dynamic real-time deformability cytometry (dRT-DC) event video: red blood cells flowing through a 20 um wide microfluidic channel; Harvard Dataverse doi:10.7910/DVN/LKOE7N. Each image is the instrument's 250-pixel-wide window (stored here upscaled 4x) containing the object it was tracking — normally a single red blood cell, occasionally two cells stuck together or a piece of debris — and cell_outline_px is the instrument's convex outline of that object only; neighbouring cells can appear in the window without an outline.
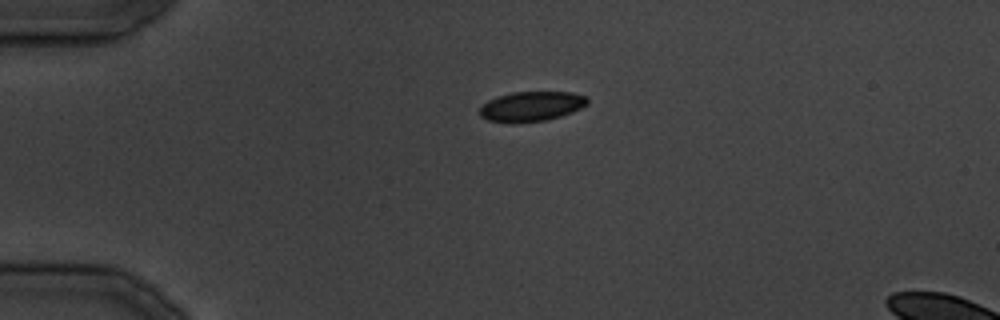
{"species": "common noctule bat (a hibernating species)", "species_latin": "Nyctalus noctula", "temperature_condition": "cold", "stored_images_in_passage": 26, "camera_frame_rate_fps": 3000, "um_per_image_px": 0.085, "animal": {"sex": "male", "body_mass_g": 19.5, "forearm_length_mm": 54.6}, "frame": {"image": 1, "passage_image": 1, "time_ms": 0.0, "image_size_px": [1000, 320], "cell_outline_px": [[588, 104], [572, 112], [560, 116], [544, 120], [512, 124], [488, 120], [480, 116], [480, 108], [488, 100], [496, 96], [512, 92], [572, 92], [588, 96]], "centroid_in_image_um": [45.16, 9.04], "position_along_channel_um": 39.8, "area_um2": 18.9}}
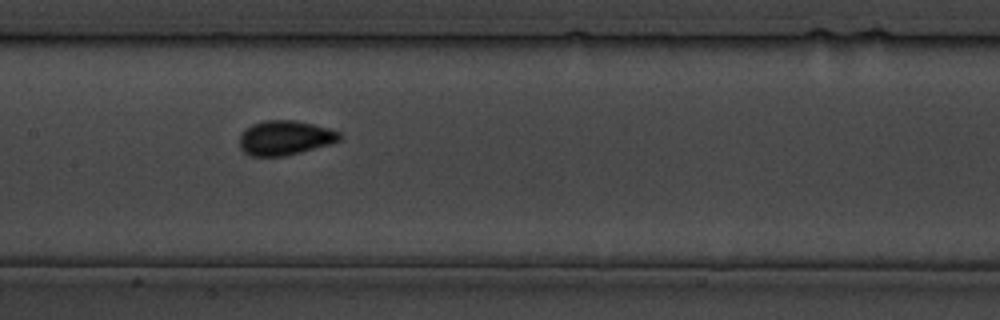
{"frame": {"image": 2, "passage_image": 10, "time_ms": 11.333, "image_size_px": [1000, 320], "cell_outline_px": [[344, 136], [340, 140], [328, 144], [300, 152], [284, 156], [248, 156], [240, 148], [240, 136], [244, 128], [252, 124], [264, 120], [296, 120], [328, 128], [340, 132]], "centroid_in_image_um": [24.2, 11.71], "position_along_channel_um": 183.2, "area_um2": 20.17}}
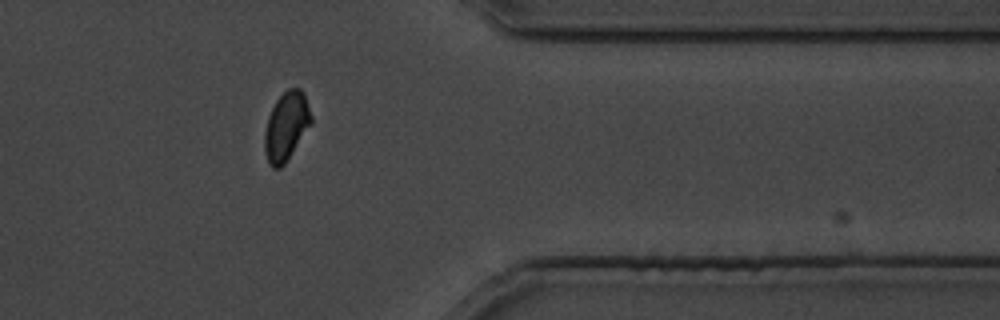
{"frame": {"image": 3, "passage_image": 21, "time_ms": 25.0, "image_size_px": [1000, 320], "cell_outline_px": [[312, 124], [284, 164], [280, 168], [272, 168], [268, 164], [264, 152], [264, 132], [268, 116], [276, 100], [288, 88], [300, 88], [304, 92], [312, 116]], "centroid_in_image_um": [24.33, 10.74], "position_along_channel_um": 387.1, "area_um2": 18.79}}